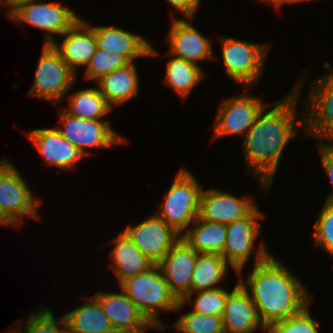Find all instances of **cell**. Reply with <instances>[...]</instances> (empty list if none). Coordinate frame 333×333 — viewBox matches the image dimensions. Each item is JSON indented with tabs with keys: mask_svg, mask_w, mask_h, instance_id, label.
<instances>
[{
	"mask_svg": "<svg viewBox=\"0 0 333 333\" xmlns=\"http://www.w3.org/2000/svg\"><path fill=\"white\" fill-rule=\"evenodd\" d=\"M255 257L253 271L245 282L240 276L239 283L252 298L265 328L310 304L305 286L267 251L265 244L261 243Z\"/></svg>",
	"mask_w": 333,
	"mask_h": 333,
	"instance_id": "cell-1",
	"label": "cell"
},
{
	"mask_svg": "<svg viewBox=\"0 0 333 333\" xmlns=\"http://www.w3.org/2000/svg\"><path fill=\"white\" fill-rule=\"evenodd\" d=\"M300 90L301 84L292 89L284 100L276 101L273 109L266 112V107L263 108L243 137L247 167L258 178L262 188L271 186L283 149L296 136L297 125L304 127V119L296 121L295 112Z\"/></svg>",
	"mask_w": 333,
	"mask_h": 333,
	"instance_id": "cell-2",
	"label": "cell"
},
{
	"mask_svg": "<svg viewBox=\"0 0 333 333\" xmlns=\"http://www.w3.org/2000/svg\"><path fill=\"white\" fill-rule=\"evenodd\" d=\"M121 290L140 309L151 323H160V309L179 311L184 302L179 301L171 292L162 270L155 264L146 272L123 281Z\"/></svg>",
	"mask_w": 333,
	"mask_h": 333,
	"instance_id": "cell-3",
	"label": "cell"
},
{
	"mask_svg": "<svg viewBox=\"0 0 333 333\" xmlns=\"http://www.w3.org/2000/svg\"><path fill=\"white\" fill-rule=\"evenodd\" d=\"M202 190L190 171L179 170L156 215L181 235L199 216Z\"/></svg>",
	"mask_w": 333,
	"mask_h": 333,
	"instance_id": "cell-4",
	"label": "cell"
},
{
	"mask_svg": "<svg viewBox=\"0 0 333 333\" xmlns=\"http://www.w3.org/2000/svg\"><path fill=\"white\" fill-rule=\"evenodd\" d=\"M10 10L7 14L12 21L18 24L23 22L33 25L46 32L44 44H52L55 39L52 35H63L80 17L74 11L59 2L36 3H7Z\"/></svg>",
	"mask_w": 333,
	"mask_h": 333,
	"instance_id": "cell-5",
	"label": "cell"
},
{
	"mask_svg": "<svg viewBox=\"0 0 333 333\" xmlns=\"http://www.w3.org/2000/svg\"><path fill=\"white\" fill-rule=\"evenodd\" d=\"M26 183L12 162L0 161V211L13 227L23 223V216L40 220L36 208L42 202L32 196Z\"/></svg>",
	"mask_w": 333,
	"mask_h": 333,
	"instance_id": "cell-6",
	"label": "cell"
},
{
	"mask_svg": "<svg viewBox=\"0 0 333 333\" xmlns=\"http://www.w3.org/2000/svg\"><path fill=\"white\" fill-rule=\"evenodd\" d=\"M77 75L67 66L51 44H44L29 96L61 103Z\"/></svg>",
	"mask_w": 333,
	"mask_h": 333,
	"instance_id": "cell-7",
	"label": "cell"
},
{
	"mask_svg": "<svg viewBox=\"0 0 333 333\" xmlns=\"http://www.w3.org/2000/svg\"><path fill=\"white\" fill-rule=\"evenodd\" d=\"M219 40L227 75L244 85L246 89L257 83L263 72L270 45H259L227 37H221Z\"/></svg>",
	"mask_w": 333,
	"mask_h": 333,
	"instance_id": "cell-8",
	"label": "cell"
},
{
	"mask_svg": "<svg viewBox=\"0 0 333 333\" xmlns=\"http://www.w3.org/2000/svg\"><path fill=\"white\" fill-rule=\"evenodd\" d=\"M56 129L85 157L87 148H109L122 142L124 137L113 130L108 120H88L70 115L65 110L60 114ZM62 124V126H60Z\"/></svg>",
	"mask_w": 333,
	"mask_h": 333,
	"instance_id": "cell-9",
	"label": "cell"
},
{
	"mask_svg": "<svg viewBox=\"0 0 333 333\" xmlns=\"http://www.w3.org/2000/svg\"><path fill=\"white\" fill-rule=\"evenodd\" d=\"M312 87L311 95L306 101L307 112H302L305 116L302 117L303 130H306L309 137L323 139H320L321 143H324L325 139L333 141V70H329V74L324 75L323 79L315 81Z\"/></svg>",
	"mask_w": 333,
	"mask_h": 333,
	"instance_id": "cell-10",
	"label": "cell"
},
{
	"mask_svg": "<svg viewBox=\"0 0 333 333\" xmlns=\"http://www.w3.org/2000/svg\"><path fill=\"white\" fill-rule=\"evenodd\" d=\"M265 107L266 104L260 97L248 94L223 100L214 122L215 139L230 134L244 137Z\"/></svg>",
	"mask_w": 333,
	"mask_h": 333,
	"instance_id": "cell-11",
	"label": "cell"
},
{
	"mask_svg": "<svg viewBox=\"0 0 333 333\" xmlns=\"http://www.w3.org/2000/svg\"><path fill=\"white\" fill-rule=\"evenodd\" d=\"M124 232L155 264H158L181 238L179 233L156 214L135 226L129 224Z\"/></svg>",
	"mask_w": 333,
	"mask_h": 333,
	"instance_id": "cell-12",
	"label": "cell"
},
{
	"mask_svg": "<svg viewBox=\"0 0 333 333\" xmlns=\"http://www.w3.org/2000/svg\"><path fill=\"white\" fill-rule=\"evenodd\" d=\"M264 215L256 207L247 217L226 225V245L221 254L238 275L249 260L254 242L261 234L259 219Z\"/></svg>",
	"mask_w": 333,
	"mask_h": 333,
	"instance_id": "cell-13",
	"label": "cell"
},
{
	"mask_svg": "<svg viewBox=\"0 0 333 333\" xmlns=\"http://www.w3.org/2000/svg\"><path fill=\"white\" fill-rule=\"evenodd\" d=\"M94 297L103 308L112 328L126 333H145L148 328L156 330L166 328L162 322L151 323L123 290L121 293L100 291Z\"/></svg>",
	"mask_w": 333,
	"mask_h": 333,
	"instance_id": "cell-14",
	"label": "cell"
},
{
	"mask_svg": "<svg viewBox=\"0 0 333 333\" xmlns=\"http://www.w3.org/2000/svg\"><path fill=\"white\" fill-rule=\"evenodd\" d=\"M198 254L180 238L158 263L171 292L179 301L191 293L192 274Z\"/></svg>",
	"mask_w": 333,
	"mask_h": 333,
	"instance_id": "cell-15",
	"label": "cell"
},
{
	"mask_svg": "<svg viewBox=\"0 0 333 333\" xmlns=\"http://www.w3.org/2000/svg\"><path fill=\"white\" fill-rule=\"evenodd\" d=\"M255 200L238 198L217 189L202 190L199 217L205 221L230 224L247 217L257 206Z\"/></svg>",
	"mask_w": 333,
	"mask_h": 333,
	"instance_id": "cell-16",
	"label": "cell"
},
{
	"mask_svg": "<svg viewBox=\"0 0 333 333\" xmlns=\"http://www.w3.org/2000/svg\"><path fill=\"white\" fill-rule=\"evenodd\" d=\"M204 36L188 20L174 17L167 38L170 55L196 65L201 60H210L213 58L212 44Z\"/></svg>",
	"mask_w": 333,
	"mask_h": 333,
	"instance_id": "cell-17",
	"label": "cell"
},
{
	"mask_svg": "<svg viewBox=\"0 0 333 333\" xmlns=\"http://www.w3.org/2000/svg\"><path fill=\"white\" fill-rule=\"evenodd\" d=\"M62 36L65 38L60 44L55 40L51 45L67 66L78 75L77 67L87 66L97 49L94 29L86 20L79 19Z\"/></svg>",
	"mask_w": 333,
	"mask_h": 333,
	"instance_id": "cell-18",
	"label": "cell"
},
{
	"mask_svg": "<svg viewBox=\"0 0 333 333\" xmlns=\"http://www.w3.org/2000/svg\"><path fill=\"white\" fill-rule=\"evenodd\" d=\"M25 134L43 156L46 164L54 165L60 170L74 168L76 163L84 157L75 145L60 134L56 127L29 130Z\"/></svg>",
	"mask_w": 333,
	"mask_h": 333,
	"instance_id": "cell-19",
	"label": "cell"
},
{
	"mask_svg": "<svg viewBox=\"0 0 333 333\" xmlns=\"http://www.w3.org/2000/svg\"><path fill=\"white\" fill-rule=\"evenodd\" d=\"M97 48L117 53L128 62L138 57L157 56L159 53L142 36L113 26H93Z\"/></svg>",
	"mask_w": 333,
	"mask_h": 333,
	"instance_id": "cell-20",
	"label": "cell"
},
{
	"mask_svg": "<svg viewBox=\"0 0 333 333\" xmlns=\"http://www.w3.org/2000/svg\"><path fill=\"white\" fill-rule=\"evenodd\" d=\"M222 321L225 333H252L259 325L265 330L252 298L239 281L227 296Z\"/></svg>",
	"mask_w": 333,
	"mask_h": 333,
	"instance_id": "cell-21",
	"label": "cell"
},
{
	"mask_svg": "<svg viewBox=\"0 0 333 333\" xmlns=\"http://www.w3.org/2000/svg\"><path fill=\"white\" fill-rule=\"evenodd\" d=\"M111 242L115 244L110 252V259L113 261L111 268L116 273L120 284L130 277L148 271L155 265L124 231Z\"/></svg>",
	"mask_w": 333,
	"mask_h": 333,
	"instance_id": "cell-22",
	"label": "cell"
},
{
	"mask_svg": "<svg viewBox=\"0 0 333 333\" xmlns=\"http://www.w3.org/2000/svg\"><path fill=\"white\" fill-rule=\"evenodd\" d=\"M136 64L129 62L97 80L99 92L112 106H118L138 95L139 78Z\"/></svg>",
	"mask_w": 333,
	"mask_h": 333,
	"instance_id": "cell-23",
	"label": "cell"
},
{
	"mask_svg": "<svg viewBox=\"0 0 333 333\" xmlns=\"http://www.w3.org/2000/svg\"><path fill=\"white\" fill-rule=\"evenodd\" d=\"M193 229H187L181 238L196 252L218 254L224 252L226 245V225L201 219L193 222Z\"/></svg>",
	"mask_w": 333,
	"mask_h": 333,
	"instance_id": "cell-24",
	"label": "cell"
},
{
	"mask_svg": "<svg viewBox=\"0 0 333 333\" xmlns=\"http://www.w3.org/2000/svg\"><path fill=\"white\" fill-rule=\"evenodd\" d=\"M227 264L222 255L199 253L192 274L191 293L182 302L193 304L192 296L195 292L218 288L228 271Z\"/></svg>",
	"mask_w": 333,
	"mask_h": 333,
	"instance_id": "cell-25",
	"label": "cell"
},
{
	"mask_svg": "<svg viewBox=\"0 0 333 333\" xmlns=\"http://www.w3.org/2000/svg\"><path fill=\"white\" fill-rule=\"evenodd\" d=\"M63 316L68 333H98L112 328L103 308L94 296Z\"/></svg>",
	"mask_w": 333,
	"mask_h": 333,
	"instance_id": "cell-26",
	"label": "cell"
},
{
	"mask_svg": "<svg viewBox=\"0 0 333 333\" xmlns=\"http://www.w3.org/2000/svg\"><path fill=\"white\" fill-rule=\"evenodd\" d=\"M67 113L88 120H102L113 108L97 87L78 90L69 97Z\"/></svg>",
	"mask_w": 333,
	"mask_h": 333,
	"instance_id": "cell-27",
	"label": "cell"
},
{
	"mask_svg": "<svg viewBox=\"0 0 333 333\" xmlns=\"http://www.w3.org/2000/svg\"><path fill=\"white\" fill-rule=\"evenodd\" d=\"M166 68V84L183 99H186L191 90L204 78L199 65L181 58H171Z\"/></svg>",
	"mask_w": 333,
	"mask_h": 333,
	"instance_id": "cell-28",
	"label": "cell"
},
{
	"mask_svg": "<svg viewBox=\"0 0 333 333\" xmlns=\"http://www.w3.org/2000/svg\"><path fill=\"white\" fill-rule=\"evenodd\" d=\"M173 326L183 333H225L222 317L193 311L184 314Z\"/></svg>",
	"mask_w": 333,
	"mask_h": 333,
	"instance_id": "cell-29",
	"label": "cell"
},
{
	"mask_svg": "<svg viewBox=\"0 0 333 333\" xmlns=\"http://www.w3.org/2000/svg\"><path fill=\"white\" fill-rule=\"evenodd\" d=\"M129 62L121 55L97 48L86 66L84 79L99 80Z\"/></svg>",
	"mask_w": 333,
	"mask_h": 333,
	"instance_id": "cell-30",
	"label": "cell"
},
{
	"mask_svg": "<svg viewBox=\"0 0 333 333\" xmlns=\"http://www.w3.org/2000/svg\"><path fill=\"white\" fill-rule=\"evenodd\" d=\"M307 305L299 313L291 317L272 323L265 328L264 332L269 333H319V323L314 320L308 309ZM269 330V331H267Z\"/></svg>",
	"mask_w": 333,
	"mask_h": 333,
	"instance_id": "cell-31",
	"label": "cell"
},
{
	"mask_svg": "<svg viewBox=\"0 0 333 333\" xmlns=\"http://www.w3.org/2000/svg\"><path fill=\"white\" fill-rule=\"evenodd\" d=\"M38 313V314H37ZM53 312L50 309L44 310L41 308L40 312L31 313L27 318L25 333H68L67 324L64 316L60 317L58 321L54 318ZM61 324V325H60ZM62 326V327H60ZM21 333L22 327H16Z\"/></svg>",
	"mask_w": 333,
	"mask_h": 333,
	"instance_id": "cell-32",
	"label": "cell"
},
{
	"mask_svg": "<svg viewBox=\"0 0 333 333\" xmlns=\"http://www.w3.org/2000/svg\"><path fill=\"white\" fill-rule=\"evenodd\" d=\"M195 293H197V298L194 300L193 312L222 317L225 302L230 292L218 287Z\"/></svg>",
	"mask_w": 333,
	"mask_h": 333,
	"instance_id": "cell-33",
	"label": "cell"
},
{
	"mask_svg": "<svg viewBox=\"0 0 333 333\" xmlns=\"http://www.w3.org/2000/svg\"><path fill=\"white\" fill-rule=\"evenodd\" d=\"M314 243L333 257V203L325 202L314 224Z\"/></svg>",
	"mask_w": 333,
	"mask_h": 333,
	"instance_id": "cell-34",
	"label": "cell"
},
{
	"mask_svg": "<svg viewBox=\"0 0 333 333\" xmlns=\"http://www.w3.org/2000/svg\"><path fill=\"white\" fill-rule=\"evenodd\" d=\"M318 147L322 156V165L333 185V144L319 143ZM326 202L333 203V192L329 194Z\"/></svg>",
	"mask_w": 333,
	"mask_h": 333,
	"instance_id": "cell-35",
	"label": "cell"
},
{
	"mask_svg": "<svg viewBox=\"0 0 333 333\" xmlns=\"http://www.w3.org/2000/svg\"><path fill=\"white\" fill-rule=\"evenodd\" d=\"M175 9L183 13L188 19H193L199 8L200 0H167Z\"/></svg>",
	"mask_w": 333,
	"mask_h": 333,
	"instance_id": "cell-36",
	"label": "cell"
},
{
	"mask_svg": "<svg viewBox=\"0 0 333 333\" xmlns=\"http://www.w3.org/2000/svg\"><path fill=\"white\" fill-rule=\"evenodd\" d=\"M270 2L273 4V6L277 9L280 8V6L284 3H298V2H302V1H309V0H266V2Z\"/></svg>",
	"mask_w": 333,
	"mask_h": 333,
	"instance_id": "cell-37",
	"label": "cell"
},
{
	"mask_svg": "<svg viewBox=\"0 0 333 333\" xmlns=\"http://www.w3.org/2000/svg\"><path fill=\"white\" fill-rule=\"evenodd\" d=\"M0 225H4V226H13L2 214V212L0 211Z\"/></svg>",
	"mask_w": 333,
	"mask_h": 333,
	"instance_id": "cell-38",
	"label": "cell"
},
{
	"mask_svg": "<svg viewBox=\"0 0 333 333\" xmlns=\"http://www.w3.org/2000/svg\"><path fill=\"white\" fill-rule=\"evenodd\" d=\"M98 333H126V332L119 330V329L111 328V329H108V330H105L102 332H98Z\"/></svg>",
	"mask_w": 333,
	"mask_h": 333,
	"instance_id": "cell-39",
	"label": "cell"
},
{
	"mask_svg": "<svg viewBox=\"0 0 333 333\" xmlns=\"http://www.w3.org/2000/svg\"><path fill=\"white\" fill-rule=\"evenodd\" d=\"M31 1H36V0H7V3H26Z\"/></svg>",
	"mask_w": 333,
	"mask_h": 333,
	"instance_id": "cell-40",
	"label": "cell"
},
{
	"mask_svg": "<svg viewBox=\"0 0 333 333\" xmlns=\"http://www.w3.org/2000/svg\"><path fill=\"white\" fill-rule=\"evenodd\" d=\"M5 6L7 5V0H0V6Z\"/></svg>",
	"mask_w": 333,
	"mask_h": 333,
	"instance_id": "cell-41",
	"label": "cell"
},
{
	"mask_svg": "<svg viewBox=\"0 0 333 333\" xmlns=\"http://www.w3.org/2000/svg\"><path fill=\"white\" fill-rule=\"evenodd\" d=\"M11 333H21L16 327L15 328H13V330L12 331H10Z\"/></svg>",
	"mask_w": 333,
	"mask_h": 333,
	"instance_id": "cell-42",
	"label": "cell"
}]
</instances>
